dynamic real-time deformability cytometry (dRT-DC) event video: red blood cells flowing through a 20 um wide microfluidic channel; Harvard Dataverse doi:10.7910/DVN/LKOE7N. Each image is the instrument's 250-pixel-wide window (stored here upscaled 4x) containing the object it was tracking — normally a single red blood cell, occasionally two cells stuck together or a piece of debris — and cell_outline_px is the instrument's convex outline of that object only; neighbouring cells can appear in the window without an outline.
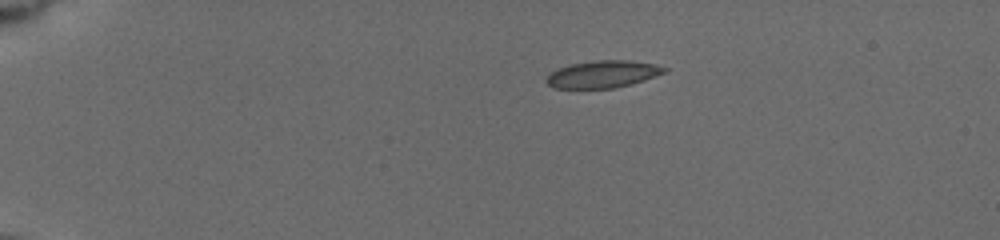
{"species": "common noctule bat (a hibernating species)", "species_latin": "Nyctalus noctula", "temperature_condition": "cold", "stored_images_in_passage": 46, "camera_frame_rate_fps": 3000, "um_per_image_px": 0.085, "animal": {"sex": "female", "body_mass_g": 19.5, "forearm_length_mm": 54.1}, "frame": {"image": 1, "passage_image": 1, "time_ms": 0.0, "image_size_px": [1000, 240], "cell_outline_px": [[668, 72], [632, 84], [616, 88], [552, 88], [544, 80], [556, 68], [572, 64], [596, 60], [628, 60], [656, 64], [668, 68]], "centroid_in_image_um": [51.27, 6.3], "position_along_channel_um": 33.7, "area_um2": 18.84}}
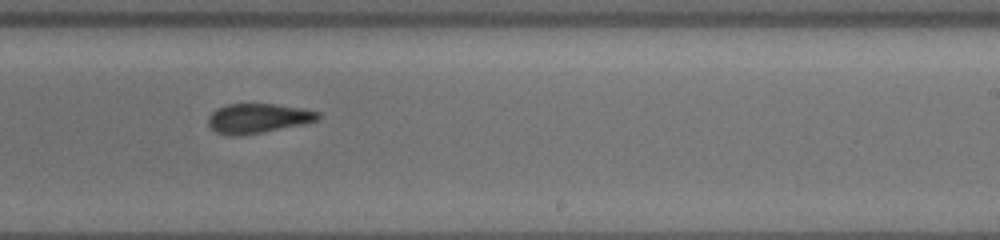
{"frame": {"image": 2, "passage_image": 17, "time_ms": 8.333, "image_size_px": [1000, 240], "cell_outline_px": [[320, 116], [316, 120], [300, 124], [264, 132], [240, 136], [228, 136], [216, 132], [208, 124], [208, 116], [216, 108], [228, 104], [276, 104], [300, 108], [320, 112]], "centroid_in_image_um": [21.86, 10.06], "position_along_channel_um": 267.1, "area_um2": 18.84}}
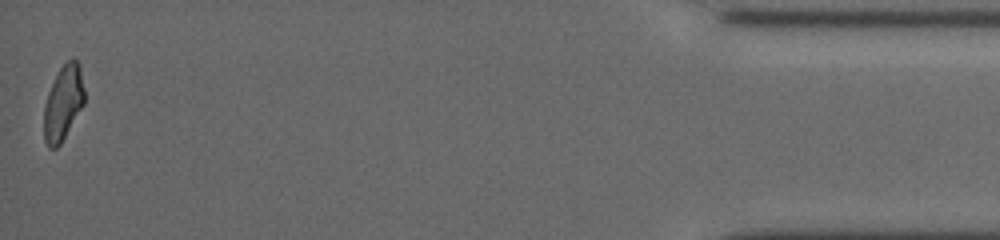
{"frame": {"image": 3, "passage_image": 45, "time_ms": 14.667, "image_size_px": [1000, 240], "cell_outline_px": [[84, 104], [60, 144], [56, 148], [48, 148], [44, 140], [44, 104], [48, 92], [60, 68], [72, 56], [80, 64], [84, 88]], "centroid_in_image_um": [5.37, 8.73], "position_along_channel_um": 429.8, "area_um2": 17.63}, "authors_computed_cell_mechanics": {"area_um2": 18.5827, "velocity_mm_per_s": 3.7489, "shape_relaxation_time_tau1_ms": null, "shape_relaxation_time_tau2_ms": 3.9103, "deformation_change_tau1": null, "deformation_change_tau2": 0.0868}}